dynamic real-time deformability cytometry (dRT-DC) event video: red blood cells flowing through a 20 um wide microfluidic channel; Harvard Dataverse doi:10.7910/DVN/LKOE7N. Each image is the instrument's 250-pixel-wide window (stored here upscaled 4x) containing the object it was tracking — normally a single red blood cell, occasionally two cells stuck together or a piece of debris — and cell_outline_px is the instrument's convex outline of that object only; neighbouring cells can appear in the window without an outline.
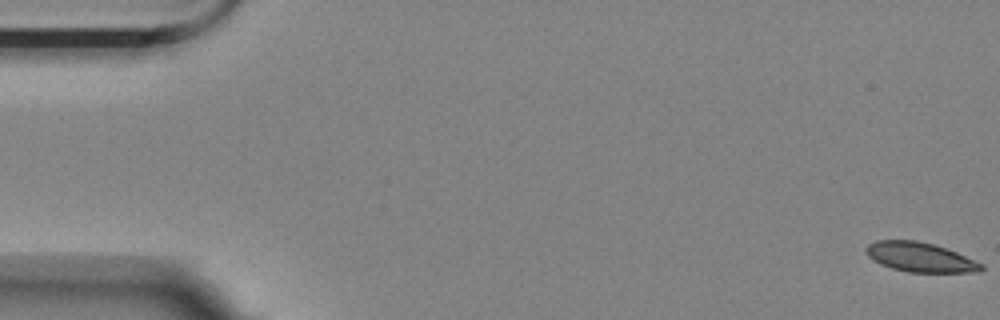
{"species": "Egyptian fruit bat (a non-hibernating species)", "species_latin": "Rousettus aegyptiacus", "temperature_condition": "room temperature", "stored_images_in_passage": 57, "camera_frame_rate_fps": 3000, "um_per_image_px": 0.085, "animal": {"sex": "female"}, "frame": {"image": 1, "passage_image": 1, "time_ms": 0.0, "image_size_px": [1000, 320], "cell_outline_px": [[984, 268], [980, 272], [908, 272], [892, 268], [880, 264], [872, 260], [868, 256], [864, 248], [868, 244], [876, 240], [916, 240], [932, 244], [956, 252], [984, 264]], "centroid_in_image_um": [78.19, 21.86], "position_along_channel_um": 6.8, "area_um2": 19.83}}
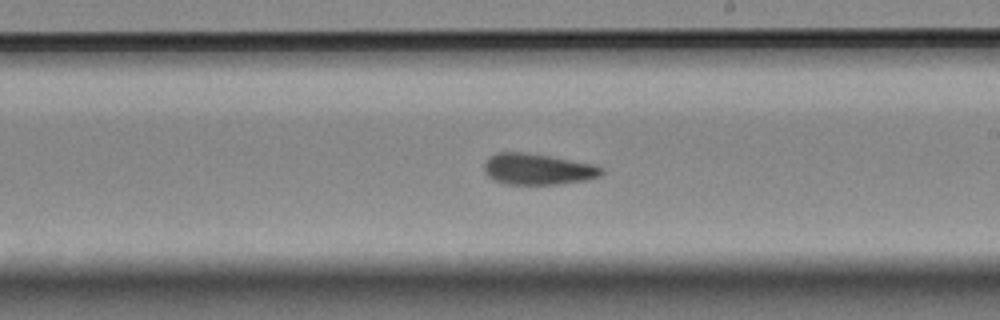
{"frame": {"image": 2, "passage_image": 33, "time_ms": 10.667, "image_size_px": [1000, 320], "cell_outline_px": [[604, 172], [600, 176], [584, 180], [560, 184], [504, 184], [492, 180], [484, 172], [484, 164], [488, 156], [496, 152], [524, 152], [548, 156], [592, 164], [604, 168]], "centroid_in_image_um": [45.65, 14.38], "position_along_channel_um": 243.3, "area_um2": 21.33}}
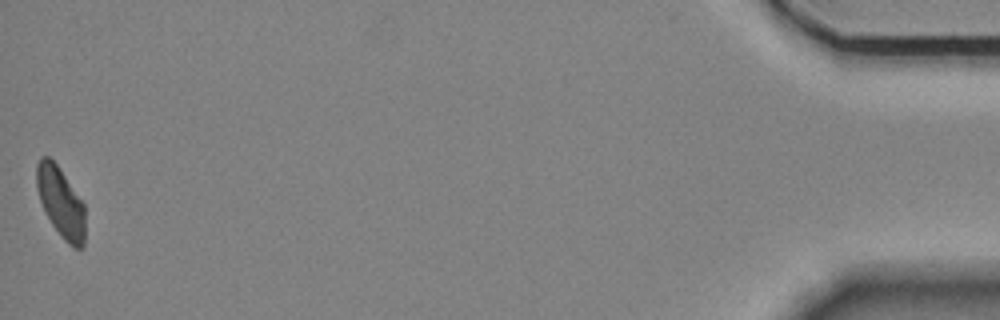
{"frame": {"image": 3, "passage_image": 57, "time_ms": 18.667, "image_size_px": [1000, 320], "cell_outline_px": [[84, 248], [72, 248], [60, 236], [52, 224], [40, 200], [36, 188], [36, 164], [40, 156], [48, 156], [56, 164], [84, 204]], "centroid_in_image_um": [5.15, 17.2], "position_along_channel_um": 430.1, "area_um2": 19.65}, "authors_computed_cell_mechanics": {"area_um2": 21.097, "velocity_mm_per_s": 3.5126, "shape_relaxation_time_tau1_ms": 9.4354, "shape_relaxation_time_tau2_ms": 3.0084, "deformation_change_tau1": 0.2148, "deformation_change_tau2": 0.0948}}